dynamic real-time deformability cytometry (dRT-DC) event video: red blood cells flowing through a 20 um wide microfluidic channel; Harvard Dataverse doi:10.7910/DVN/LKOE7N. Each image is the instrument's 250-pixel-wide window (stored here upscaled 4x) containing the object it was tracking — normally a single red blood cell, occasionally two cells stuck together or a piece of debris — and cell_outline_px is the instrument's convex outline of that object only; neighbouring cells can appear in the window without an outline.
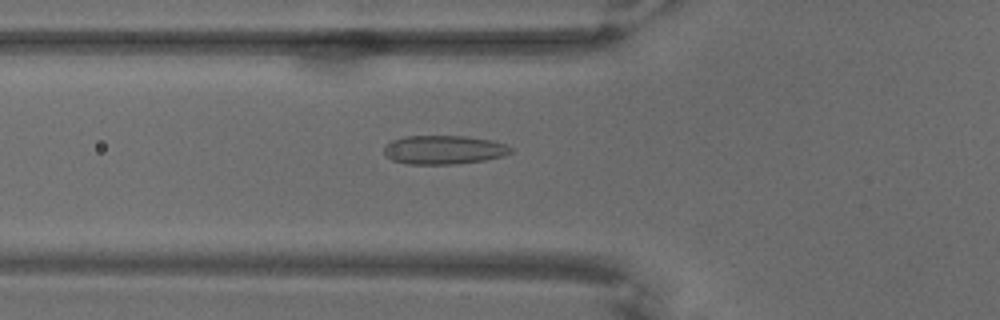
{"species": "common noctule bat (a hibernating species)", "species_latin": "Nyctalus noctula", "temperature_condition": "warm", "stored_images_in_passage": 68, "camera_frame_rate_fps": 3000, "um_per_image_px": 0.085, "animal": {"sex": "male", "body_mass_g": 18.8}, "frame": {"image": 1, "passage_image": 24, "time_ms": 7.667, "image_size_px": [1000, 320], "cell_outline_px": [[512, 152], [504, 156], [484, 160], [456, 164], [408, 164], [392, 160], [384, 152], [384, 148], [392, 140], [404, 136], [464, 136], [492, 140], [504, 144], [512, 148]], "centroid_in_image_um": [37.74, 12.73], "position_along_channel_um": 88.1, "area_um2": 21.21}}
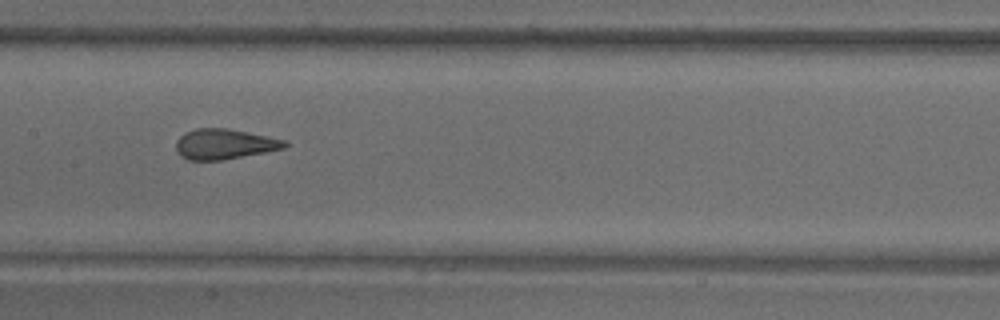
{"frame": {"image": 2, "passage_image": 34, "time_ms": 11.0, "image_size_px": [1000, 320], "cell_outline_px": [[288, 144], [284, 148], [224, 160], [188, 160], [180, 156], [176, 148], [176, 140], [184, 132], [196, 128], [228, 128], [288, 140]], "centroid_in_image_um": [19.07, 12.24], "position_along_channel_um": 188.3, "area_um2": 19.31}}
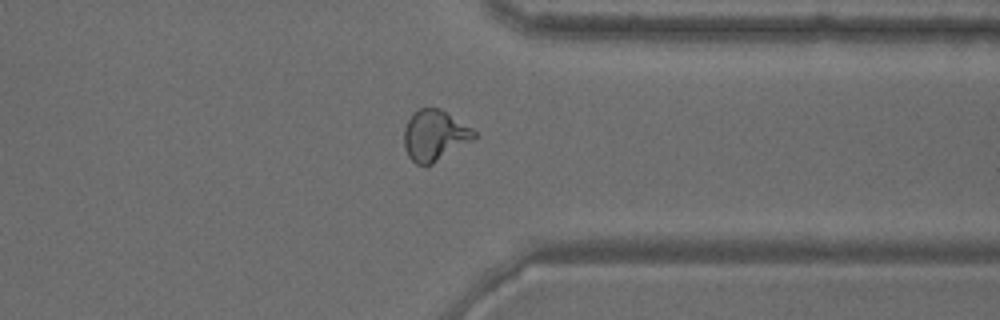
{"frame": {"image": 3, "passage_image": 53, "time_ms": 17.333, "image_size_px": [1000, 320], "cell_outline_px": [[476, 136], [472, 140], [432, 164], [416, 164], [408, 156], [404, 148], [404, 128], [408, 120], [420, 108], [440, 108], [472, 128], [476, 132]], "centroid_in_image_um": [36.93, 11.51], "position_along_channel_um": 374.5, "area_um2": 20.4}}